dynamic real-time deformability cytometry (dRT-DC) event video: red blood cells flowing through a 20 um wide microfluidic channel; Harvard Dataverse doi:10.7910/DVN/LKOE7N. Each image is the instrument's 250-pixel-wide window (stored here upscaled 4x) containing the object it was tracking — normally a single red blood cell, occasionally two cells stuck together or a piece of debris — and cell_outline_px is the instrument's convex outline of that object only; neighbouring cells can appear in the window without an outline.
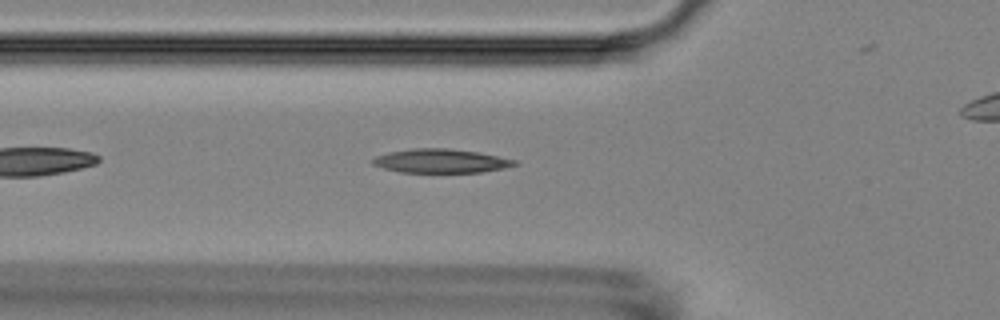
{"species": "Egyptian fruit bat (a non-hibernating species)", "species_latin": "Rousettus aegyptiacus", "temperature_condition": "room temperature", "stored_images_in_passage": 41, "camera_frame_rate_fps": 3000, "um_per_image_px": 0.085, "animal": {"sex": "female"}, "frame": {"image": 1, "passage_image": 7, "time_ms": 2.0, "image_size_px": [1000, 320], "cell_outline_px": [[520, 164], [504, 168], [480, 172], [400, 172], [384, 168], [372, 164], [372, 160], [376, 156], [388, 152], [412, 148], [448, 148], [476, 152], [516, 160]], "centroid_in_image_um": [37.46, 13.68], "position_along_channel_um": 88.3, "area_um2": 19.59}, "authors_computed_cell_mechanics": {"area_um2": 21.0392, "velocity_mm_per_s": 3.6172, "shape_relaxation_time_tau1_ms": 3.8384, "shape_relaxation_time_tau2_ms": 2.4555, "deformation_change_tau1": 0.2281, "deformation_change_tau2": 0.0724}}